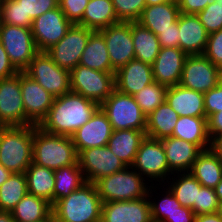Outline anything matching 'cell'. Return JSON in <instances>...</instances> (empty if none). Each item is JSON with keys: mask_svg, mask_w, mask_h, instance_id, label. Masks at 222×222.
I'll return each mask as SVG.
<instances>
[{"mask_svg": "<svg viewBox=\"0 0 222 222\" xmlns=\"http://www.w3.org/2000/svg\"><path fill=\"white\" fill-rule=\"evenodd\" d=\"M98 108L97 102L70 91L54 98L48 114L38 127L50 134L71 137Z\"/></svg>", "mask_w": 222, "mask_h": 222, "instance_id": "6da1fadb", "label": "cell"}, {"mask_svg": "<svg viewBox=\"0 0 222 222\" xmlns=\"http://www.w3.org/2000/svg\"><path fill=\"white\" fill-rule=\"evenodd\" d=\"M102 200L96 186L86 182L52 206L55 222H100Z\"/></svg>", "mask_w": 222, "mask_h": 222, "instance_id": "7a4b0ae2", "label": "cell"}, {"mask_svg": "<svg viewBox=\"0 0 222 222\" xmlns=\"http://www.w3.org/2000/svg\"><path fill=\"white\" fill-rule=\"evenodd\" d=\"M32 162L58 170L76 164L78 154L70 136L50 134L33 125Z\"/></svg>", "mask_w": 222, "mask_h": 222, "instance_id": "3957f363", "label": "cell"}, {"mask_svg": "<svg viewBox=\"0 0 222 222\" xmlns=\"http://www.w3.org/2000/svg\"><path fill=\"white\" fill-rule=\"evenodd\" d=\"M33 125L0 130V164L12 173H25L32 163Z\"/></svg>", "mask_w": 222, "mask_h": 222, "instance_id": "277c9868", "label": "cell"}, {"mask_svg": "<svg viewBox=\"0 0 222 222\" xmlns=\"http://www.w3.org/2000/svg\"><path fill=\"white\" fill-rule=\"evenodd\" d=\"M130 169V170H129ZM132 169V170H131ZM145 179L131 166L105 176L94 184L103 203L111 201H131L148 195Z\"/></svg>", "mask_w": 222, "mask_h": 222, "instance_id": "5b68a950", "label": "cell"}, {"mask_svg": "<svg viewBox=\"0 0 222 222\" xmlns=\"http://www.w3.org/2000/svg\"><path fill=\"white\" fill-rule=\"evenodd\" d=\"M99 107L106 114L113 130L146 131L147 117L134 96L114 90Z\"/></svg>", "mask_w": 222, "mask_h": 222, "instance_id": "8992f818", "label": "cell"}, {"mask_svg": "<svg viewBox=\"0 0 222 222\" xmlns=\"http://www.w3.org/2000/svg\"><path fill=\"white\" fill-rule=\"evenodd\" d=\"M115 72H101L83 65L70 71L71 91L97 102H104L115 90Z\"/></svg>", "mask_w": 222, "mask_h": 222, "instance_id": "52a82bcc", "label": "cell"}, {"mask_svg": "<svg viewBox=\"0 0 222 222\" xmlns=\"http://www.w3.org/2000/svg\"><path fill=\"white\" fill-rule=\"evenodd\" d=\"M0 42L18 72H23L39 52L31 28L0 24Z\"/></svg>", "mask_w": 222, "mask_h": 222, "instance_id": "ba28073f", "label": "cell"}, {"mask_svg": "<svg viewBox=\"0 0 222 222\" xmlns=\"http://www.w3.org/2000/svg\"><path fill=\"white\" fill-rule=\"evenodd\" d=\"M23 72L54 97L71 91L70 71L59 67L47 52H38Z\"/></svg>", "mask_w": 222, "mask_h": 222, "instance_id": "9c48e42d", "label": "cell"}, {"mask_svg": "<svg viewBox=\"0 0 222 222\" xmlns=\"http://www.w3.org/2000/svg\"><path fill=\"white\" fill-rule=\"evenodd\" d=\"M92 32L84 26L72 24L66 35L46 52L59 67L71 71L79 65Z\"/></svg>", "mask_w": 222, "mask_h": 222, "instance_id": "30bf717a", "label": "cell"}, {"mask_svg": "<svg viewBox=\"0 0 222 222\" xmlns=\"http://www.w3.org/2000/svg\"><path fill=\"white\" fill-rule=\"evenodd\" d=\"M222 79V70L204 55H188L185 59L180 85L206 93Z\"/></svg>", "mask_w": 222, "mask_h": 222, "instance_id": "8fae6325", "label": "cell"}, {"mask_svg": "<svg viewBox=\"0 0 222 222\" xmlns=\"http://www.w3.org/2000/svg\"><path fill=\"white\" fill-rule=\"evenodd\" d=\"M134 170L138 171L141 176L152 178V180H161L162 182L172 172L166 160V153L161 140L145 138L140 143L133 165ZM171 173V175H170Z\"/></svg>", "mask_w": 222, "mask_h": 222, "instance_id": "7c38bea8", "label": "cell"}, {"mask_svg": "<svg viewBox=\"0 0 222 222\" xmlns=\"http://www.w3.org/2000/svg\"><path fill=\"white\" fill-rule=\"evenodd\" d=\"M78 163L86 181L92 183L127 167L108 146L82 150Z\"/></svg>", "mask_w": 222, "mask_h": 222, "instance_id": "4fadbf2b", "label": "cell"}, {"mask_svg": "<svg viewBox=\"0 0 222 222\" xmlns=\"http://www.w3.org/2000/svg\"><path fill=\"white\" fill-rule=\"evenodd\" d=\"M72 23L65 17L59 7L46 11L33 20L31 32L39 52H46L57 44L71 27Z\"/></svg>", "mask_w": 222, "mask_h": 222, "instance_id": "5bb4252c", "label": "cell"}, {"mask_svg": "<svg viewBox=\"0 0 222 222\" xmlns=\"http://www.w3.org/2000/svg\"><path fill=\"white\" fill-rule=\"evenodd\" d=\"M0 120L5 127L32 125L25 116L20 72L0 79Z\"/></svg>", "mask_w": 222, "mask_h": 222, "instance_id": "9a60e30c", "label": "cell"}, {"mask_svg": "<svg viewBox=\"0 0 222 222\" xmlns=\"http://www.w3.org/2000/svg\"><path fill=\"white\" fill-rule=\"evenodd\" d=\"M106 42L111 66L118 70L135 59L131 22L113 24L99 31Z\"/></svg>", "mask_w": 222, "mask_h": 222, "instance_id": "2e32d148", "label": "cell"}, {"mask_svg": "<svg viewBox=\"0 0 222 222\" xmlns=\"http://www.w3.org/2000/svg\"><path fill=\"white\" fill-rule=\"evenodd\" d=\"M150 189L149 187L148 195L141 199L102 203L100 222H153L150 206L152 190Z\"/></svg>", "mask_w": 222, "mask_h": 222, "instance_id": "e0dca14e", "label": "cell"}, {"mask_svg": "<svg viewBox=\"0 0 222 222\" xmlns=\"http://www.w3.org/2000/svg\"><path fill=\"white\" fill-rule=\"evenodd\" d=\"M20 86L26 119L38 126L48 114L55 97L24 72H20Z\"/></svg>", "mask_w": 222, "mask_h": 222, "instance_id": "ac0fdd59", "label": "cell"}, {"mask_svg": "<svg viewBox=\"0 0 222 222\" xmlns=\"http://www.w3.org/2000/svg\"><path fill=\"white\" fill-rule=\"evenodd\" d=\"M112 131L109 119L99 107L89 121L71 136L77 154L85 149L107 146Z\"/></svg>", "mask_w": 222, "mask_h": 222, "instance_id": "d6986e66", "label": "cell"}, {"mask_svg": "<svg viewBox=\"0 0 222 222\" xmlns=\"http://www.w3.org/2000/svg\"><path fill=\"white\" fill-rule=\"evenodd\" d=\"M187 56L180 48L161 47L152 64L154 81L166 87L180 84Z\"/></svg>", "mask_w": 222, "mask_h": 222, "instance_id": "ffe728a7", "label": "cell"}, {"mask_svg": "<svg viewBox=\"0 0 222 222\" xmlns=\"http://www.w3.org/2000/svg\"><path fill=\"white\" fill-rule=\"evenodd\" d=\"M115 89L121 93L134 95L154 82L152 65L133 59L115 71Z\"/></svg>", "mask_w": 222, "mask_h": 222, "instance_id": "44dd1931", "label": "cell"}, {"mask_svg": "<svg viewBox=\"0 0 222 222\" xmlns=\"http://www.w3.org/2000/svg\"><path fill=\"white\" fill-rule=\"evenodd\" d=\"M179 48L187 55H203L209 34L196 14L178 16Z\"/></svg>", "mask_w": 222, "mask_h": 222, "instance_id": "7402d4cb", "label": "cell"}, {"mask_svg": "<svg viewBox=\"0 0 222 222\" xmlns=\"http://www.w3.org/2000/svg\"><path fill=\"white\" fill-rule=\"evenodd\" d=\"M169 170L175 173L190 172L202 150L194 143L176 137L161 139Z\"/></svg>", "mask_w": 222, "mask_h": 222, "instance_id": "603a6c76", "label": "cell"}, {"mask_svg": "<svg viewBox=\"0 0 222 222\" xmlns=\"http://www.w3.org/2000/svg\"><path fill=\"white\" fill-rule=\"evenodd\" d=\"M165 101L180 116L206 117L204 93L182 87H168Z\"/></svg>", "mask_w": 222, "mask_h": 222, "instance_id": "cb8c5ba5", "label": "cell"}, {"mask_svg": "<svg viewBox=\"0 0 222 222\" xmlns=\"http://www.w3.org/2000/svg\"><path fill=\"white\" fill-rule=\"evenodd\" d=\"M146 132L134 129L113 130L107 146L126 166H132Z\"/></svg>", "mask_w": 222, "mask_h": 222, "instance_id": "d4e9b609", "label": "cell"}, {"mask_svg": "<svg viewBox=\"0 0 222 222\" xmlns=\"http://www.w3.org/2000/svg\"><path fill=\"white\" fill-rule=\"evenodd\" d=\"M179 14L177 2L156 4L146 6L137 22L157 36L161 31L170 28L171 24L177 21Z\"/></svg>", "mask_w": 222, "mask_h": 222, "instance_id": "484cf974", "label": "cell"}, {"mask_svg": "<svg viewBox=\"0 0 222 222\" xmlns=\"http://www.w3.org/2000/svg\"><path fill=\"white\" fill-rule=\"evenodd\" d=\"M172 137L196 144L202 151L210 147L207 117L180 116Z\"/></svg>", "mask_w": 222, "mask_h": 222, "instance_id": "4316f807", "label": "cell"}, {"mask_svg": "<svg viewBox=\"0 0 222 222\" xmlns=\"http://www.w3.org/2000/svg\"><path fill=\"white\" fill-rule=\"evenodd\" d=\"M11 213L16 222H46L52 218V204L27 193Z\"/></svg>", "mask_w": 222, "mask_h": 222, "instance_id": "83f0119b", "label": "cell"}, {"mask_svg": "<svg viewBox=\"0 0 222 222\" xmlns=\"http://www.w3.org/2000/svg\"><path fill=\"white\" fill-rule=\"evenodd\" d=\"M119 22L112 0H90L78 25L100 31Z\"/></svg>", "mask_w": 222, "mask_h": 222, "instance_id": "f1b7e54d", "label": "cell"}, {"mask_svg": "<svg viewBox=\"0 0 222 222\" xmlns=\"http://www.w3.org/2000/svg\"><path fill=\"white\" fill-rule=\"evenodd\" d=\"M79 64L101 72L116 71L111 66L106 42L99 31H93L90 34Z\"/></svg>", "mask_w": 222, "mask_h": 222, "instance_id": "f546056e", "label": "cell"}, {"mask_svg": "<svg viewBox=\"0 0 222 222\" xmlns=\"http://www.w3.org/2000/svg\"><path fill=\"white\" fill-rule=\"evenodd\" d=\"M55 170L31 163L25 171L28 193L54 205Z\"/></svg>", "mask_w": 222, "mask_h": 222, "instance_id": "4dcf8cb0", "label": "cell"}, {"mask_svg": "<svg viewBox=\"0 0 222 222\" xmlns=\"http://www.w3.org/2000/svg\"><path fill=\"white\" fill-rule=\"evenodd\" d=\"M179 115L165 101L147 116L146 136L154 139L171 137Z\"/></svg>", "mask_w": 222, "mask_h": 222, "instance_id": "1f68e13d", "label": "cell"}, {"mask_svg": "<svg viewBox=\"0 0 222 222\" xmlns=\"http://www.w3.org/2000/svg\"><path fill=\"white\" fill-rule=\"evenodd\" d=\"M205 187L215 188L222 180V164L210 149L202 151L189 172Z\"/></svg>", "mask_w": 222, "mask_h": 222, "instance_id": "d6a6232c", "label": "cell"}, {"mask_svg": "<svg viewBox=\"0 0 222 222\" xmlns=\"http://www.w3.org/2000/svg\"><path fill=\"white\" fill-rule=\"evenodd\" d=\"M131 35L135 59L152 65L161 49L157 36L137 21L131 22Z\"/></svg>", "mask_w": 222, "mask_h": 222, "instance_id": "836d02e7", "label": "cell"}, {"mask_svg": "<svg viewBox=\"0 0 222 222\" xmlns=\"http://www.w3.org/2000/svg\"><path fill=\"white\" fill-rule=\"evenodd\" d=\"M54 177V204L59 199L69 196L87 182L78 162L55 170Z\"/></svg>", "mask_w": 222, "mask_h": 222, "instance_id": "e575fe53", "label": "cell"}, {"mask_svg": "<svg viewBox=\"0 0 222 222\" xmlns=\"http://www.w3.org/2000/svg\"><path fill=\"white\" fill-rule=\"evenodd\" d=\"M28 193L25 173H12L0 186V210L11 212Z\"/></svg>", "mask_w": 222, "mask_h": 222, "instance_id": "d590c367", "label": "cell"}, {"mask_svg": "<svg viewBox=\"0 0 222 222\" xmlns=\"http://www.w3.org/2000/svg\"><path fill=\"white\" fill-rule=\"evenodd\" d=\"M177 174L178 176L176 178L178 179L172 178L173 181L166 190L170 189L173 192L181 206L192 208L194 206V202H197L201 184L189 172Z\"/></svg>", "mask_w": 222, "mask_h": 222, "instance_id": "8d00e7d4", "label": "cell"}, {"mask_svg": "<svg viewBox=\"0 0 222 222\" xmlns=\"http://www.w3.org/2000/svg\"><path fill=\"white\" fill-rule=\"evenodd\" d=\"M167 89L168 87L154 81L133 95L146 117L165 102Z\"/></svg>", "mask_w": 222, "mask_h": 222, "instance_id": "74e56055", "label": "cell"}, {"mask_svg": "<svg viewBox=\"0 0 222 222\" xmlns=\"http://www.w3.org/2000/svg\"><path fill=\"white\" fill-rule=\"evenodd\" d=\"M33 20H24V11L17 0H0V24L31 28Z\"/></svg>", "mask_w": 222, "mask_h": 222, "instance_id": "f35d334b", "label": "cell"}, {"mask_svg": "<svg viewBox=\"0 0 222 222\" xmlns=\"http://www.w3.org/2000/svg\"><path fill=\"white\" fill-rule=\"evenodd\" d=\"M112 3L118 20L122 22L138 21L146 7L145 0H112Z\"/></svg>", "mask_w": 222, "mask_h": 222, "instance_id": "ab89813d", "label": "cell"}, {"mask_svg": "<svg viewBox=\"0 0 222 222\" xmlns=\"http://www.w3.org/2000/svg\"><path fill=\"white\" fill-rule=\"evenodd\" d=\"M197 17L208 34L222 29V0H215L198 12Z\"/></svg>", "mask_w": 222, "mask_h": 222, "instance_id": "60d3db41", "label": "cell"}, {"mask_svg": "<svg viewBox=\"0 0 222 222\" xmlns=\"http://www.w3.org/2000/svg\"><path fill=\"white\" fill-rule=\"evenodd\" d=\"M165 193L164 198L159 200L161 202L150 201L151 218L153 222H163L169 215L177 210V207L181 206L170 189L165 191Z\"/></svg>", "mask_w": 222, "mask_h": 222, "instance_id": "b9f144b4", "label": "cell"}, {"mask_svg": "<svg viewBox=\"0 0 222 222\" xmlns=\"http://www.w3.org/2000/svg\"><path fill=\"white\" fill-rule=\"evenodd\" d=\"M219 204L220 201L215 194V190L201 185L197 202H194V206L191 209L196 215L217 213Z\"/></svg>", "mask_w": 222, "mask_h": 222, "instance_id": "7bdbcfd3", "label": "cell"}, {"mask_svg": "<svg viewBox=\"0 0 222 222\" xmlns=\"http://www.w3.org/2000/svg\"><path fill=\"white\" fill-rule=\"evenodd\" d=\"M24 11V20H34L46 11L58 7V0H17Z\"/></svg>", "mask_w": 222, "mask_h": 222, "instance_id": "ee69618b", "label": "cell"}, {"mask_svg": "<svg viewBox=\"0 0 222 222\" xmlns=\"http://www.w3.org/2000/svg\"><path fill=\"white\" fill-rule=\"evenodd\" d=\"M89 1L90 0H58V7L72 24H78L83 18L85 8Z\"/></svg>", "mask_w": 222, "mask_h": 222, "instance_id": "f6af8a7d", "label": "cell"}, {"mask_svg": "<svg viewBox=\"0 0 222 222\" xmlns=\"http://www.w3.org/2000/svg\"><path fill=\"white\" fill-rule=\"evenodd\" d=\"M203 55L222 70V29L209 34Z\"/></svg>", "mask_w": 222, "mask_h": 222, "instance_id": "bcb514c9", "label": "cell"}, {"mask_svg": "<svg viewBox=\"0 0 222 222\" xmlns=\"http://www.w3.org/2000/svg\"><path fill=\"white\" fill-rule=\"evenodd\" d=\"M204 106L207 118L222 109V79L216 87L204 93Z\"/></svg>", "mask_w": 222, "mask_h": 222, "instance_id": "7dc6e473", "label": "cell"}, {"mask_svg": "<svg viewBox=\"0 0 222 222\" xmlns=\"http://www.w3.org/2000/svg\"><path fill=\"white\" fill-rule=\"evenodd\" d=\"M157 38L159 40L161 47L167 48H179V28H178V19L175 23L171 24L170 28L161 31Z\"/></svg>", "mask_w": 222, "mask_h": 222, "instance_id": "c3c4849f", "label": "cell"}, {"mask_svg": "<svg viewBox=\"0 0 222 222\" xmlns=\"http://www.w3.org/2000/svg\"><path fill=\"white\" fill-rule=\"evenodd\" d=\"M215 0H177L180 13L197 14Z\"/></svg>", "mask_w": 222, "mask_h": 222, "instance_id": "681fc988", "label": "cell"}, {"mask_svg": "<svg viewBox=\"0 0 222 222\" xmlns=\"http://www.w3.org/2000/svg\"><path fill=\"white\" fill-rule=\"evenodd\" d=\"M195 217L196 214L191 208L180 206L163 222H195Z\"/></svg>", "mask_w": 222, "mask_h": 222, "instance_id": "f907efd6", "label": "cell"}, {"mask_svg": "<svg viewBox=\"0 0 222 222\" xmlns=\"http://www.w3.org/2000/svg\"><path fill=\"white\" fill-rule=\"evenodd\" d=\"M17 73L18 71L10 63L8 55L0 42V79L11 77Z\"/></svg>", "mask_w": 222, "mask_h": 222, "instance_id": "816d5d0a", "label": "cell"}, {"mask_svg": "<svg viewBox=\"0 0 222 222\" xmlns=\"http://www.w3.org/2000/svg\"><path fill=\"white\" fill-rule=\"evenodd\" d=\"M207 124L210 140L215 136L222 135V109H219V112L211 114L207 118Z\"/></svg>", "mask_w": 222, "mask_h": 222, "instance_id": "f5cc1de1", "label": "cell"}, {"mask_svg": "<svg viewBox=\"0 0 222 222\" xmlns=\"http://www.w3.org/2000/svg\"><path fill=\"white\" fill-rule=\"evenodd\" d=\"M209 149L218 158V160L222 164V135L215 136L210 140Z\"/></svg>", "mask_w": 222, "mask_h": 222, "instance_id": "db71d44e", "label": "cell"}, {"mask_svg": "<svg viewBox=\"0 0 222 222\" xmlns=\"http://www.w3.org/2000/svg\"><path fill=\"white\" fill-rule=\"evenodd\" d=\"M195 222H222V219L217 213L198 214L195 217Z\"/></svg>", "mask_w": 222, "mask_h": 222, "instance_id": "11a10c76", "label": "cell"}, {"mask_svg": "<svg viewBox=\"0 0 222 222\" xmlns=\"http://www.w3.org/2000/svg\"><path fill=\"white\" fill-rule=\"evenodd\" d=\"M12 172L0 164V186L11 176Z\"/></svg>", "mask_w": 222, "mask_h": 222, "instance_id": "9f6ffc18", "label": "cell"}, {"mask_svg": "<svg viewBox=\"0 0 222 222\" xmlns=\"http://www.w3.org/2000/svg\"><path fill=\"white\" fill-rule=\"evenodd\" d=\"M0 222H16L9 211L0 210Z\"/></svg>", "mask_w": 222, "mask_h": 222, "instance_id": "6f0895ef", "label": "cell"}, {"mask_svg": "<svg viewBox=\"0 0 222 222\" xmlns=\"http://www.w3.org/2000/svg\"><path fill=\"white\" fill-rule=\"evenodd\" d=\"M146 6L168 3V2H177V0H145Z\"/></svg>", "mask_w": 222, "mask_h": 222, "instance_id": "680465c9", "label": "cell"}, {"mask_svg": "<svg viewBox=\"0 0 222 222\" xmlns=\"http://www.w3.org/2000/svg\"><path fill=\"white\" fill-rule=\"evenodd\" d=\"M215 194L218 196L220 202H222V180L220 183L214 188Z\"/></svg>", "mask_w": 222, "mask_h": 222, "instance_id": "91938a15", "label": "cell"}, {"mask_svg": "<svg viewBox=\"0 0 222 222\" xmlns=\"http://www.w3.org/2000/svg\"><path fill=\"white\" fill-rule=\"evenodd\" d=\"M217 214L222 219V202H220V204L218 206Z\"/></svg>", "mask_w": 222, "mask_h": 222, "instance_id": "94428289", "label": "cell"}, {"mask_svg": "<svg viewBox=\"0 0 222 222\" xmlns=\"http://www.w3.org/2000/svg\"><path fill=\"white\" fill-rule=\"evenodd\" d=\"M5 126L3 125V123L1 122V120H0V130L2 129V128H4Z\"/></svg>", "mask_w": 222, "mask_h": 222, "instance_id": "6125c7cd", "label": "cell"}, {"mask_svg": "<svg viewBox=\"0 0 222 222\" xmlns=\"http://www.w3.org/2000/svg\"><path fill=\"white\" fill-rule=\"evenodd\" d=\"M46 222H55L54 218L52 217L51 219H49L48 221Z\"/></svg>", "mask_w": 222, "mask_h": 222, "instance_id": "be15d7a7", "label": "cell"}]
</instances>
